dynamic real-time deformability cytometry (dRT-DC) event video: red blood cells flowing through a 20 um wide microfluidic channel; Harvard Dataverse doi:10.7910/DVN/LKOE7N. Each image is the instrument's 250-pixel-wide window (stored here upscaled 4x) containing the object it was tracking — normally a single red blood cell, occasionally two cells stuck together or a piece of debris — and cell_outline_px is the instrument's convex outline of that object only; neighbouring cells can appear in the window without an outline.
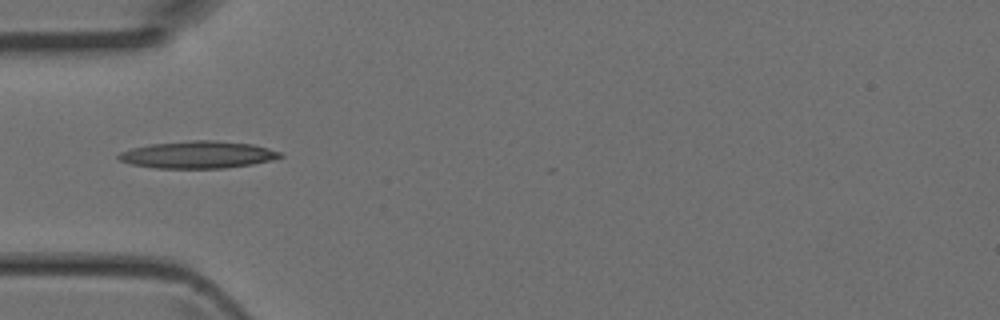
{"species": "Egyptian fruit bat (a non-hibernating species)", "species_latin": "Rousettus aegyptiacus", "temperature_condition": "room temperature", "stored_images_in_passage": 5, "camera_frame_rate_fps": 3000, "um_per_image_px": 0.085, "animal": {"sex": "female"}, "frame": {"image": 1, "passage_image": 4, "time_ms": 1.0, "image_size_px": [1000, 320], "cell_outline_px": [[284, 156], [272, 160], [252, 164], [224, 168], [156, 168], [132, 164], [120, 160], [116, 156], [120, 152], [132, 148], [148, 144], [192, 140], [216, 140], [252, 144], [268, 148], [280, 152]], "centroid_in_image_um": [16.82, 13.14], "position_along_channel_um": 68.2, "area_um2": 25.61}}
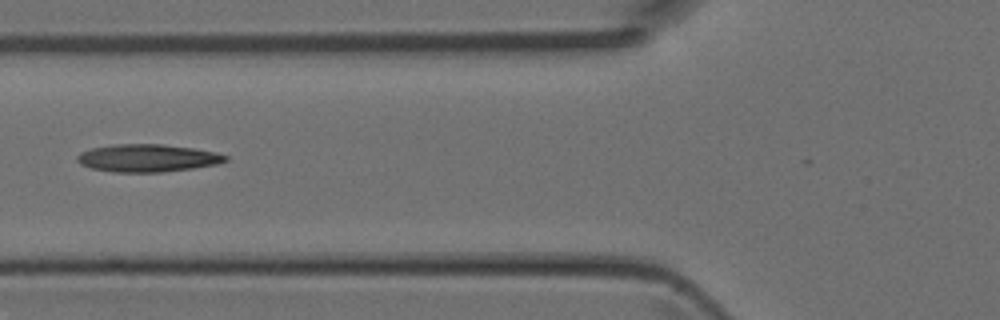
{"frame": {"image": 2, "passage_image": 5, "time_ms": 1.333, "image_size_px": [1000, 320], "cell_outline_px": [[228, 160], [216, 164], [192, 168], [160, 172], [112, 172], [92, 168], [80, 164], [76, 160], [76, 156], [80, 152], [92, 148], [116, 144], [164, 144], [192, 148], [216, 152], [228, 156]], "centroid_in_image_um": [12.52, 13.43], "position_along_channel_um": 113.3, "area_um2": 23.81}}